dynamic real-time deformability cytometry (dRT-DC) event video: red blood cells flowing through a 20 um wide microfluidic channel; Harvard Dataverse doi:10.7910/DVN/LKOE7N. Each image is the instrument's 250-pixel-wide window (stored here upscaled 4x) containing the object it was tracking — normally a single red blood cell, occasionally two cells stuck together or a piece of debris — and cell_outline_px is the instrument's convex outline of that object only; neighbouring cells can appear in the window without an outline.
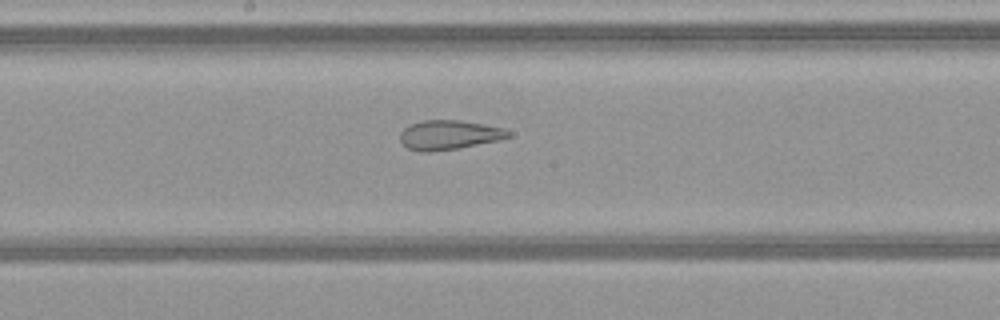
{"species": "common noctule bat (a hibernating species)", "species_latin": "Nyctalus noctula", "temperature_condition": "warm", "stored_images_in_passage": 48, "camera_frame_rate_fps": 3000, "um_per_image_px": 0.085, "animal": {"sex": "female", "body_mass_g": 21.9}, "frame": {"image": 1, "passage_image": 28, "time_ms": 9.0, "image_size_px": [1000, 320], "cell_outline_px": [[512, 136], [496, 140], [456, 148], [432, 152], [420, 152], [408, 148], [400, 140], [400, 132], [408, 124], [424, 120], [460, 120], [504, 128], [512, 132]], "centroid_in_image_um": [38.13, 11.46], "position_along_channel_um": 210.1, "area_um2": 18.44}}
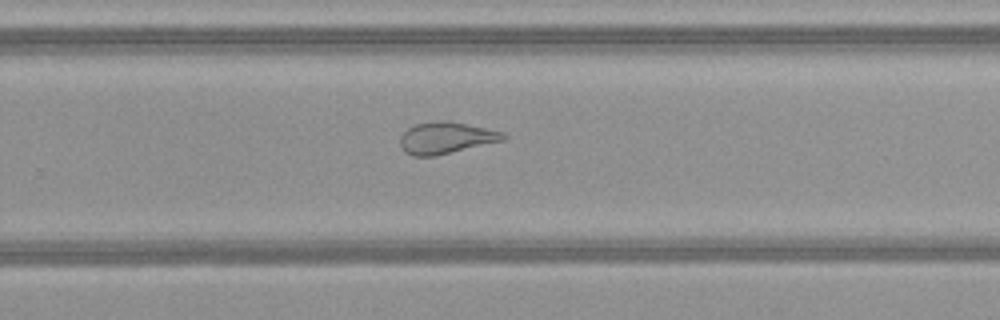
{"frame": {"image": 2, "passage_image": 34, "time_ms": 11.0, "image_size_px": [1000, 320], "cell_outline_px": [[508, 136], [504, 140], [436, 156], [412, 156], [404, 152], [400, 144], [400, 136], [408, 128], [416, 124], [432, 120], [448, 120], [504, 132]], "centroid_in_image_um": [37.9, 11.71], "position_along_channel_um": 291.9, "area_um2": 19.19}}
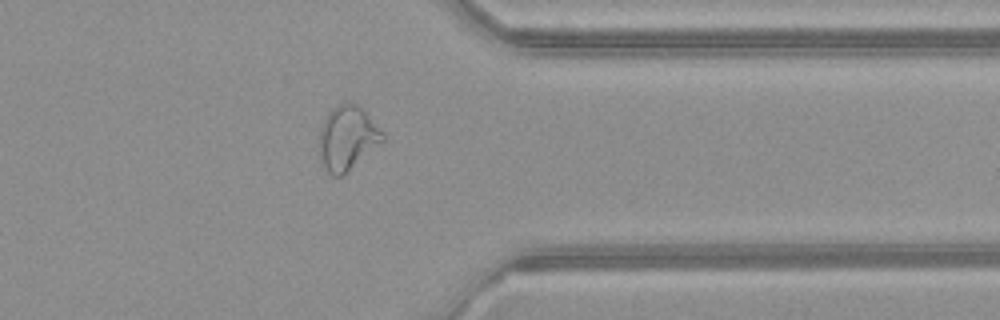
{"frame": {"image": 3, "passage_image": 41, "time_ms": 13.333, "image_size_px": [1000, 320], "cell_outline_px": [[384, 140], [348, 172], [340, 176], [332, 176], [328, 172], [320, 160], [320, 128], [328, 112], [332, 108], [340, 104], [356, 104], [384, 132]], "centroid_in_image_um": [29.52, 11.76], "position_along_channel_um": 381.9, "area_um2": 23.29}, "authors_computed_cell_mechanics": {"area_um2": 24.8829, "velocity_mm_per_s": 4.108, "shape_relaxation_time_tau1_ms": null, "shape_relaxation_time_tau2_ms": 1.4908, "deformation_change_tau1": null, "deformation_change_tau2": 0.0967}}